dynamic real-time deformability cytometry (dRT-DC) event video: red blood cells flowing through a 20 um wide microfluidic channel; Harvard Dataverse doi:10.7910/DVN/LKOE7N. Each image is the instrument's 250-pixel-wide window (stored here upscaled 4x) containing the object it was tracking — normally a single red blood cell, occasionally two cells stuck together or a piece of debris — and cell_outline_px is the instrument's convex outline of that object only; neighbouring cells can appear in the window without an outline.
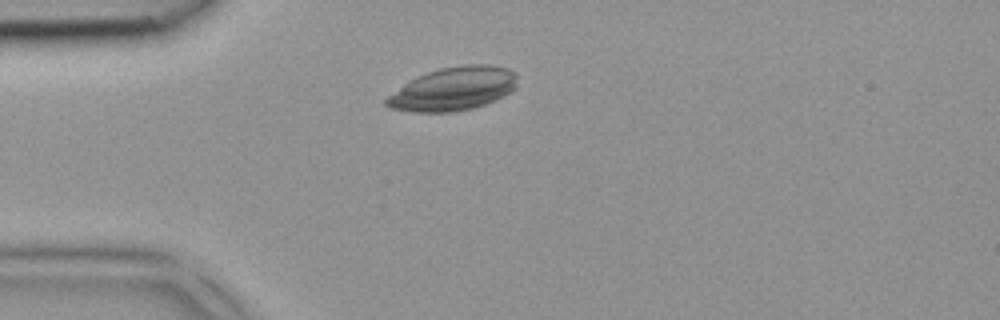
{"species": "common noctule bat (a hibernating species)", "species_latin": "Nyctalus noctula", "temperature_condition": "room temperature", "stored_images_in_passage": 4, "camera_frame_rate_fps": 3000, "um_per_image_px": 0.085, "animal": {"sex": "female", "body_mass_g": 18.4}, "frame": {"image": 1, "passage_image": 3, "time_ms": 0.667, "image_size_px": [1000, 320], "cell_outline_px": [[516, 88], [504, 96], [496, 100], [472, 108], [452, 112], [412, 112], [392, 108], [384, 104], [384, 100], [388, 96], [404, 84], [428, 72], [440, 68], [464, 64], [492, 64], [508, 68], [516, 72]], "centroid_in_image_um": [38.57, 7.54], "position_along_channel_um": 46.4, "area_um2": 33.06}}